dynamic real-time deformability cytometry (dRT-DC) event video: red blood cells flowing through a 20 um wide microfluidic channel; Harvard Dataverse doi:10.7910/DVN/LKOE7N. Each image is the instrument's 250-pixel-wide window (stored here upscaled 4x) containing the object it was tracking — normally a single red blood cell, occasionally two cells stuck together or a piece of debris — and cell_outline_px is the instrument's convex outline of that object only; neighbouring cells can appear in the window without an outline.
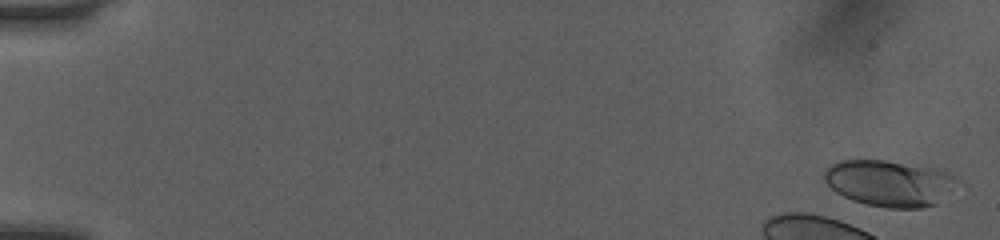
{"species": "human", "species_latin": "Homo sapiens", "temperature_condition": "room temperature", "stored_images_in_passage": 7, "camera_frame_rate_fps": 3000, "um_per_image_px": 0.085, "donor": {"sex": "female"}, "frame": {"image": 1, "passage_image": 2, "time_ms": 0.333, "image_size_px": [1000, 240], "cell_outline_px": [[956, 180], [936, 204], [920, 208], [888, 208], [868, 204], [852, 200], [836, 192], [824, 180], [824, 168], [840, 160], [884, 160], [944, 168], [952, 172], [956, 176]], "centroid_in_image_um": [75.58, 15.54], "position_along_channel_um": 9.4, "area_um2": 35.78}}